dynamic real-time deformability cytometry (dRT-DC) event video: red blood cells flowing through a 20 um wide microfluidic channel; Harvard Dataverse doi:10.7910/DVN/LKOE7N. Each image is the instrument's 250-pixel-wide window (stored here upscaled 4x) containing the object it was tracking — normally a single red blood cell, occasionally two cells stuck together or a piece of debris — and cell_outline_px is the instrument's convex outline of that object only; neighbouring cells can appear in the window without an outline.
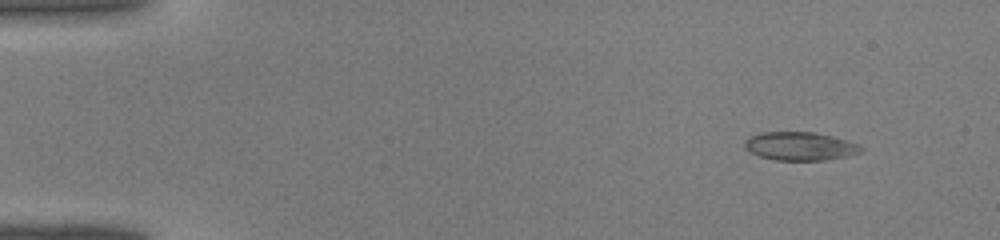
{"species": "common noctule bat (a hibernating species)", "species_latin": "Nyctalus noctula", "temperature_condition": "warm", "stored_images_in_passage": 44, "camera_frame_rate_fps": 3000, "um_per_image_px": 0.085, "animal": {"sex": "male", "body_mass_g": 19.0, "forearm_length_mm": 50.8}, "frame": {"image": 1, "passage_image": 5, "time_ms": 1.333, "image_size_px": [1000, 240], "cell_outline_px": [[864, 148], [860, 152], [848, 156], [824, 160], [776, 160], [760, 156], [744, 148], [744, 140], [760, 132], [816, 132], [848, 140], [860, 144]], "centroid_in_image_um": [68.03, 12.42], "position_along_channel_um": 17.0, "area_um2": 19.31}}
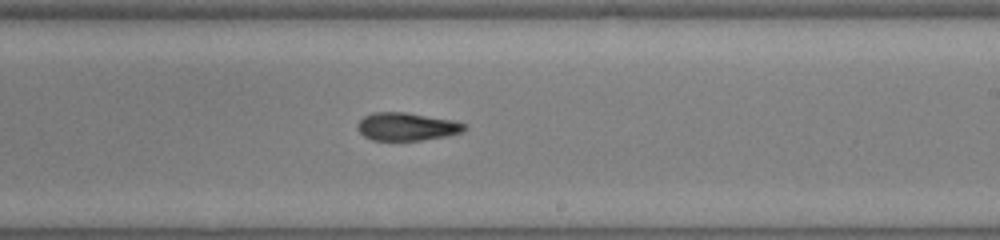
{"frame": {"image": 2, "passage_image": 27, "time_ms": 8.667, "image_size_px": [1000, 240], "cell_outline_px": [[468, 128], [464, 132], [448, 136], [420, 140], [372, 140], [364, 136], [356, 128], [360, 120], [364, 116], [372, 112], [404, 112], [452, 120], [468, 124]], "centroid_in_image_um": [34.61, 10.76], "position_along_channel_um": 254.4, "area_um2": 17.51}}
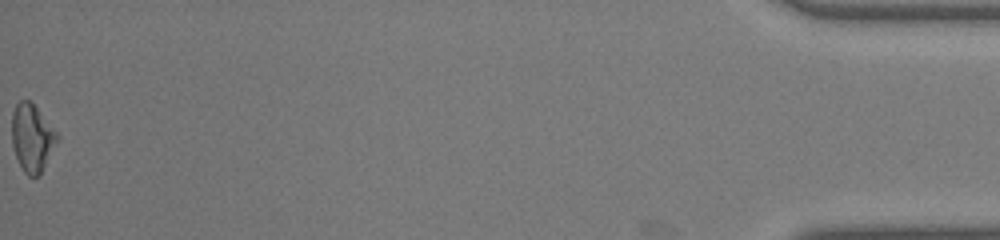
{"frame": {"image": 3, "passage_image": 44, "time_ms": 14.333, "image_size_px": [1000, 240], "cell_outline_px": [[60, 140], [40, 176], [28, 176], [24, 172], [16, 156], [12, 144], [12, 112], [16, 104], [20, 100], [28, 100], [36, 108], [60, 136]], "centroid_in_image_um": [2.75, 11.76], "position_along_channel_um": 432.4, "area_um2": 17.92}}